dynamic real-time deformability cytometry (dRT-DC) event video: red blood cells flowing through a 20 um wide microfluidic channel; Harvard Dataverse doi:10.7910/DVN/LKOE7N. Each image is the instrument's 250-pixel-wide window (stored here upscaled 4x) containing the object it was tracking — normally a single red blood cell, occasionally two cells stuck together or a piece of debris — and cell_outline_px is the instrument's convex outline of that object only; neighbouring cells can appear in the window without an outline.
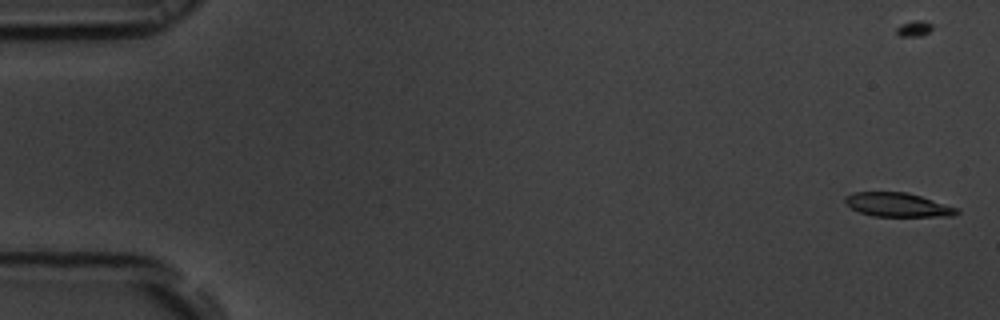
{"species": "common noctule bat (a hibernating species)", "species_latin": "Nyctalus noctula", "temperature_condition": "room temperature", "stored_images_in_passage": 15, "camera_frame_rate_fps": 3000, "um_per_image_px": 0.085, "animal": {"sex": "male", "body_mass_g": 19.5, "forearm_length_mm": 54.6}, "frame": {"image": 1, "passage_image": 3, "time_ms": 0.667, "image_size_px": [1000, 320], "cell_outline_px": [[960, 212], [956, 216], [872, 216], [860, 212], [852, 208], [844, 200], [844, 196], [852, 192], [908, 192], [960, 208]], "centroid_in_image_um": [76.35, 17.4], "position_along_channel_um": 8.6, "area_um2": 15.72}}